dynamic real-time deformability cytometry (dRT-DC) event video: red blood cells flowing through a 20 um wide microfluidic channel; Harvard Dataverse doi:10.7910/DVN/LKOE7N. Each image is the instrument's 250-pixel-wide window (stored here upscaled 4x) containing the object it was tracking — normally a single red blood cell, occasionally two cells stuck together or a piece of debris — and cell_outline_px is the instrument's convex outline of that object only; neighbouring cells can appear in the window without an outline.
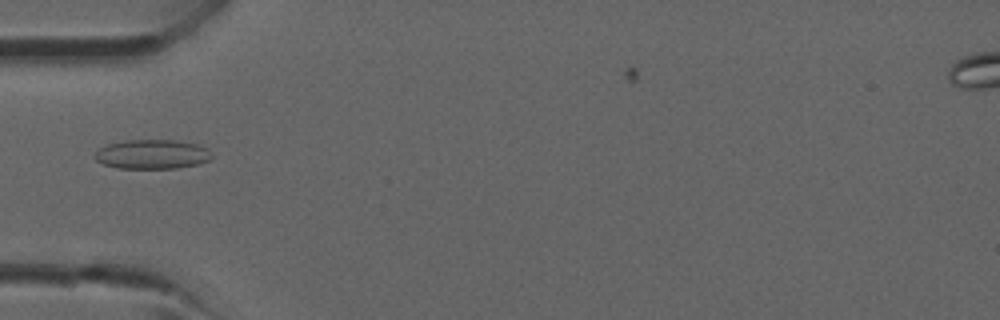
{"species": "common noctule bat (a hibernating species)", "species_latin": "Nyctalus noctula", "temperature_condition": "room temperature", "stored_images_in_passage": 6, "camera_frame_rate_fps": 3000, "um_per_image_px": 0.085, "animal": {"sex": "male", "forearm_length_mm": 52.5}, "frame": {"image": 1, "passage_image": 5, "time_ms": 4.667, "image_size_px": [1000, 320], "cell_outline_px": [[212, 156], [208, 160], [200, 164], [176, 168], [116, 168], [104, 164], [96, 160], [92, 156], [100, 148], [108, 144], [124, 140], [172, 140], [196, 144], [208, 148]], "centroid_in_image_um": [12.92, 13.11], "position_along_channel_um": 72.1, "area_um2": 20.0}}